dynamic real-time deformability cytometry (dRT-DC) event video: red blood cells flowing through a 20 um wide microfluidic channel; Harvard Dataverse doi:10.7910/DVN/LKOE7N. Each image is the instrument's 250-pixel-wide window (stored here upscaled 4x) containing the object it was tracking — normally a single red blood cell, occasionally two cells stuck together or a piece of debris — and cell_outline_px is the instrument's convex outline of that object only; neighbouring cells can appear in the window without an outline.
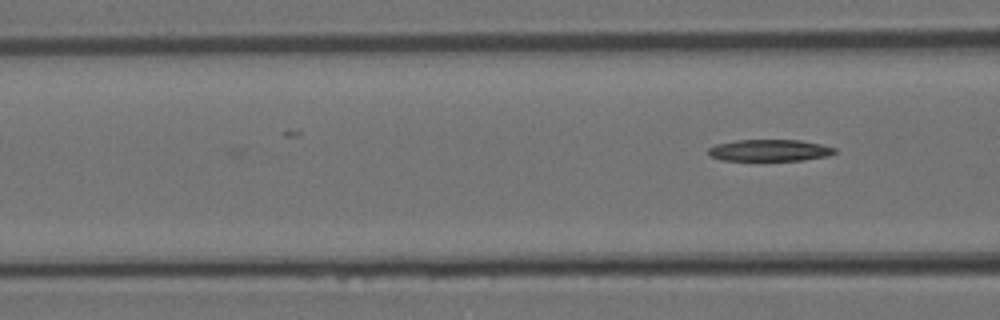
{"species": "Egyptian fruit bat (a non-hibernating species)", "species_latin": "Rousettus aegyptiacus", "temperature_condition": "room temperature", "stored_images_in_passage": 5, "camera_frame_rate_fps": 3000, "um_per_image_px": 0.085, "animal": {"sex": "female"}, "frame": {"image": 1, "passage_image": 5, "time_ms": 1.333, "image_size_px": [1000, 320], "cell_outline_px": [[836, 152], [828, 156], [804, 160], [720, 160], [708, 156], [708, 148], [716, 144], [736, 140], [800, 140], [820, 144], [836, 148]], "centroid_in_image_um": [65.39, 12.78], "position_along_channel_um": 101.2, "area_um2": 16.01}}